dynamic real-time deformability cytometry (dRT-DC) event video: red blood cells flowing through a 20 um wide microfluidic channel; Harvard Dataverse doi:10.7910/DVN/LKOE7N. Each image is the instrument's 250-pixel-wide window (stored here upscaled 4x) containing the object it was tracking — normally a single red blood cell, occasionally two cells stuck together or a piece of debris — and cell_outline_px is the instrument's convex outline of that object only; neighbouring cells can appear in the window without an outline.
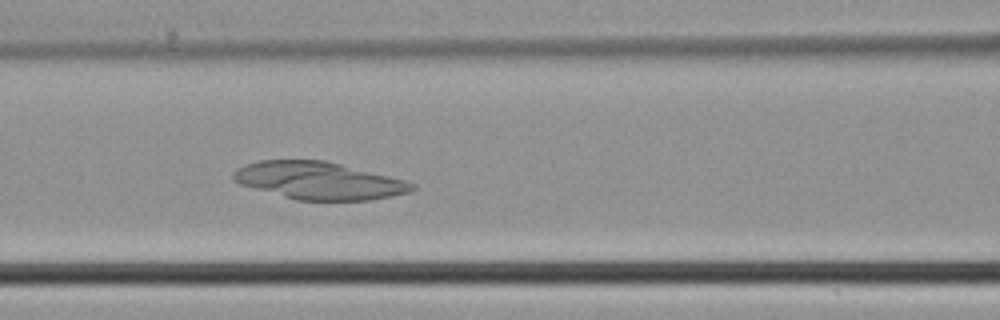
{"species": "common noctule bat (a hibernating species)", "species_latin": "Nyctalus noctula", "temperature_condition": "cold", "stored_images_in_passage": 41, "camera_frame_rate_fps": 3000, "um_per_image_px": 0.085, "animal": {"sex": "male", "body_mass_g": 21.5, "forearm_length_mm": 52.0}, "frame": {"image": 1, "passage_image": 16, "time_ms": 5.0, "image_size_px": [1000, 320], "cell_outline_px": [[416, 188], [408, 192], [392, 196], [372, 200], [296, 200], [240, 184], [232, 180], [232, 172], [236, 168], [260, 160], [324, 160], [404, 180], [416, 184]], "centroid_in_image_um": [27.08, 15.36], "position_along_channel_um": 139.5, "area_um2": 38.67}}
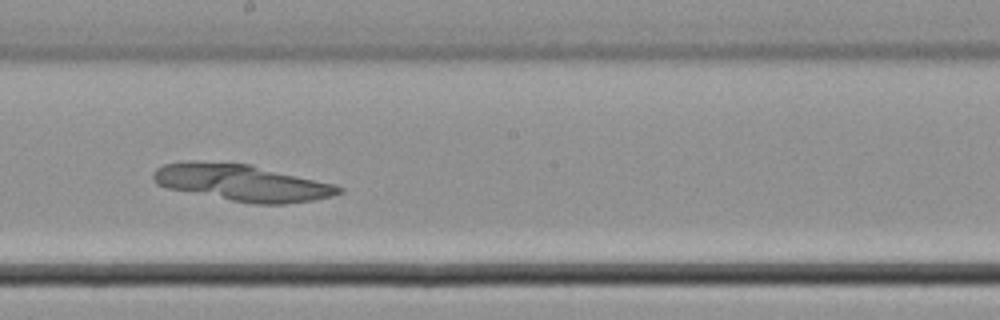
{"frame": {"image": 2, "passage_image": 22, "time_ms": 7.0, "image_size_px": [1000, 320], "cell_outline_px": [[344, 192], [332, 196], [312, 200], [284, 204], [252, 204], [168, 188], [156, 184], [152, 176], [152, 172], [156, 168], [164, 164], [188, 160], [196, 160], [248, 164], [336, 184], [344, 188]], "centroid_in_image_um": [20.57, 15.52], "position_along_channel_um": 227.6, "area_um2": 39.65}}
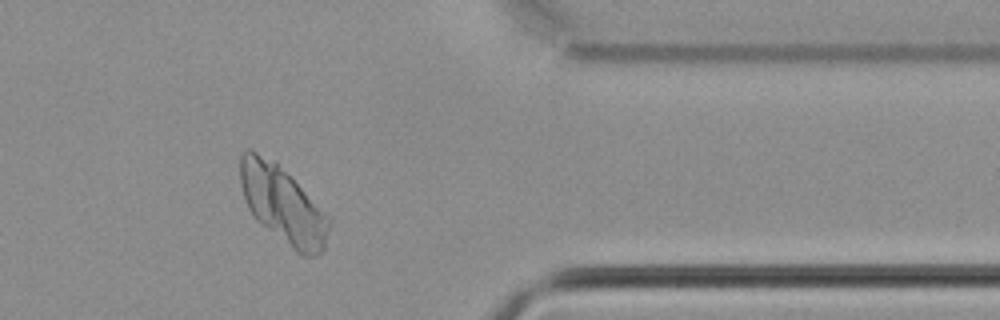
{"frame": {"image": 3, "passage_image": 34, "time_ms": 11.0, "image_size_px": [1000, 320], "cell_outline_px": [[332, 220], [324, 248], [316, 256], [304, 256], [296, 252], [260, 224], [252, 216], [248, 208], [240, 184], [240, 156], [244, 148], [252, 148], [276, 160], [332, 216]], "centroid_in_image_um": [24.06, 17.35], "position_along_channel_um": 387.3, "area_um2": 41.33}}